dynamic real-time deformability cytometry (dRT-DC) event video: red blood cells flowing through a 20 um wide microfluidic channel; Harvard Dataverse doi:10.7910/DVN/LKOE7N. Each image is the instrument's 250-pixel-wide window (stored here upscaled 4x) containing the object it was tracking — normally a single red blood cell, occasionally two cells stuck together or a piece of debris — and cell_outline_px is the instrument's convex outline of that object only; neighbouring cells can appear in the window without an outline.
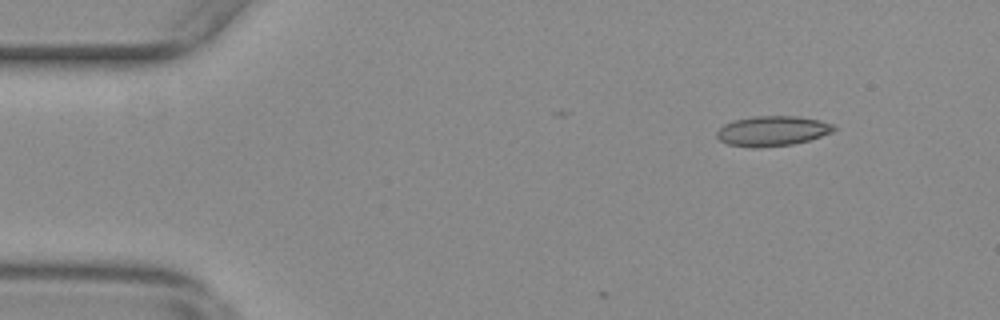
{"species": "common noctule bat (a hibernating species)", "species_latin": "Nyctalus noctula", "temperature_condition": "warm", "stored_images_in_passage": 10, "camera_frame_rate_fps": 3000, "um_per_image_px": 0.085, "animal": {"sex": "female", "body_mass_g": 29.2, "forearm_length_mm": 56.3}, "frame": {"image": 1, "passage_image": 7, "time_ms": 2.0, "image_size_px": [1000, 320], "cell_outline_px": [[836, 128], [832, 132], [808, 140], [792, 144], [756, 148], [728, 144], [720, 140], [716, 136], [716, 132], [724, 124], [732, 120], [752, 116], [800, 116], [820, 120], [832, 124]], "centroid_in_image_um": [65.63, 11.12], "position_along_channel_um": 19.4, "area_um2": 20.46}}